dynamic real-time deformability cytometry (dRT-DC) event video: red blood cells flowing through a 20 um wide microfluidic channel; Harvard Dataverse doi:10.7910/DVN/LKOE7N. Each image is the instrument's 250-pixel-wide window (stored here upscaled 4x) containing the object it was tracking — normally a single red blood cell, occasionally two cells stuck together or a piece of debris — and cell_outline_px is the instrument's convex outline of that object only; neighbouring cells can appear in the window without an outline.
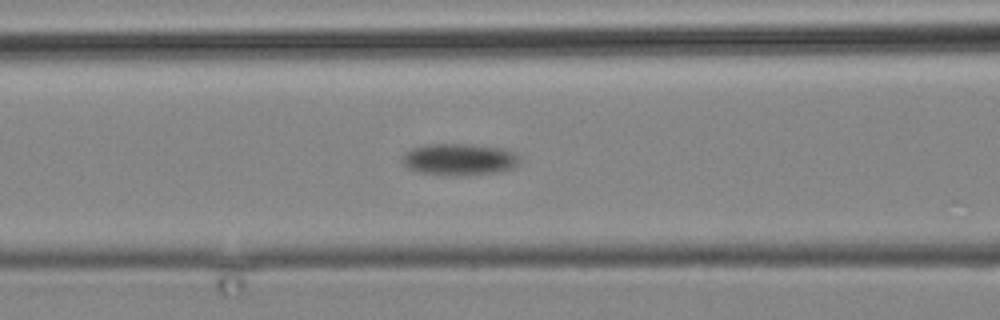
{"species": "common noctule bat (a hibernating species)", "species_latin": "Nyctalus noctula", "temperature_condition": "cold", "stored_images_in_passage": 12, "camera_frame_rate_fps": 3000, "um_per_image_px": 0.085, "animal": {"sex": "male", "body_mass_g": 19.2, "forearm_length_mm": 51.8}, "frame": {"image": 1, "passage_image": 12, "time_ms": 13.333, "image_size_px": [1000, 320], "cell_outline_px": [[520, 160], [516, 168], [500, 172], [460, 176], [456, 176], [420, 172], [408, 168], [404, 164], [404, 152], [412, 148], [424, 144], [472, 144], [504, 148], [520, 156]], "centroid_in_image_um": [39.1, 13.55], "position_along_channel_um": 127.5, "area_um2": 21.96}}